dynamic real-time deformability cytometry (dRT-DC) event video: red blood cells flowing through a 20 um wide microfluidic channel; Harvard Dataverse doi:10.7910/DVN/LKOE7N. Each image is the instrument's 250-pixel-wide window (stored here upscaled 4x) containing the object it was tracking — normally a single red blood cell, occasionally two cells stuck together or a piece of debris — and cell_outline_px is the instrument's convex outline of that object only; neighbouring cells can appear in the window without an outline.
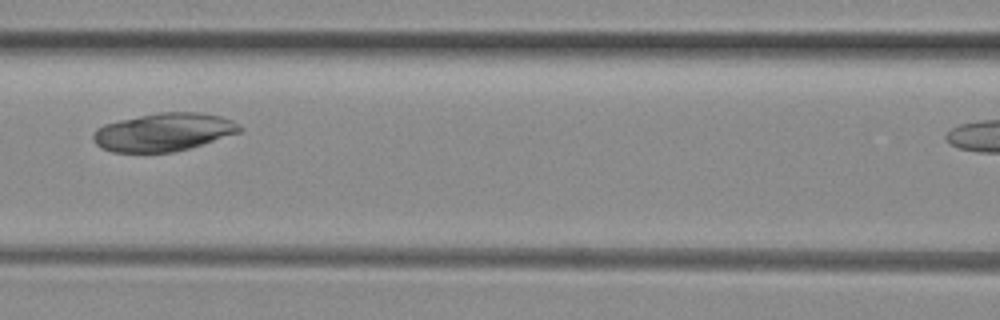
{"species": "common noctule bat (a hibernating species)", "species_latin": "Nyctalus noctula", "temperature_condition": "room temperature", "stored_images_in_passage": 5, "segment_of_instrument_passage": [1, 2], "camera_frame_rate_fps": 3000, "um_per_image_px": 0.085, "animal": {"sex": "female", "body_mass_g": 29.2, "forearm_length_mm": 56.3}, "frame": {"image": 1, "passage_image": 4, "time_ms": 1.0, "image_size_px": [1000, 320], "cell_outline_px": [[244, 128], [240, 132], [176, 152], [112, 152], [100, 148], [96, 144], [92, 136], [92, 132], [96, 128], [104, 124], [120, 120], [160, 112], [200, 112], [220, 116], [232, 120], [240, 124]], "centroid_in_image_um": [13.9, 11.23], "position_along_channel_um": 152.7, "area_um2": 32.54}}